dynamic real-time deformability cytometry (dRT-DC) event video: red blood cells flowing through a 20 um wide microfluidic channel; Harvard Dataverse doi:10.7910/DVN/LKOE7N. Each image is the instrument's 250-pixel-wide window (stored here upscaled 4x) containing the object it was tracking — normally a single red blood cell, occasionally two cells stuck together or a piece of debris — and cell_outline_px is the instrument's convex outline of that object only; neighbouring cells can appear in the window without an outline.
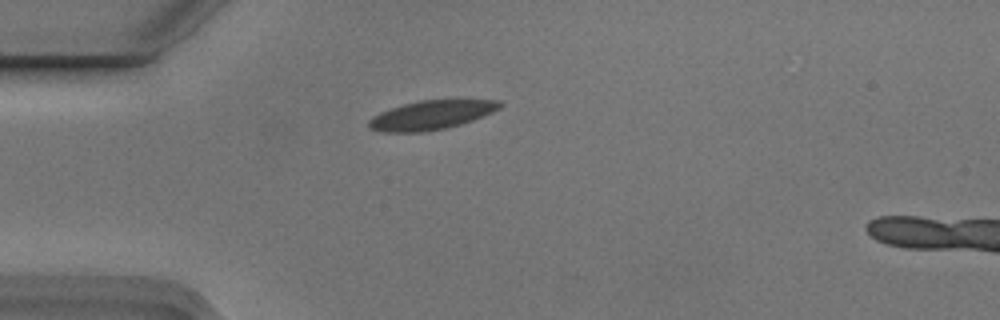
{"species": "Egyptian fruit bat (a non-hibernating species)", "species_latin": "Rousettus aegyptiacus", "temperature_condition": "cold", "stored_images_in_passage": 1, "camera_frame_rate_fps": 3000, "um_per_image_px": 0.085, "animal": {"sex": "male"}, "frame": {"image": 1, "passage_image": 1, "time_ms": 0.0, "image_size_px": [1000, 320], "cell_outline_px": [[504, 104], [500, 108], [492, 112], [472, 120], [460, 124], [444, 128], [420, 132], [384, 132], [368, 128], [368, 120], [372, 116], [380, 112], [404, 104], [420, 100], [500, 100]], "centroid_in_image_um": [36.64, 9.77], "position_along_channel_um": 48.4, "area_um2": 21.96}}